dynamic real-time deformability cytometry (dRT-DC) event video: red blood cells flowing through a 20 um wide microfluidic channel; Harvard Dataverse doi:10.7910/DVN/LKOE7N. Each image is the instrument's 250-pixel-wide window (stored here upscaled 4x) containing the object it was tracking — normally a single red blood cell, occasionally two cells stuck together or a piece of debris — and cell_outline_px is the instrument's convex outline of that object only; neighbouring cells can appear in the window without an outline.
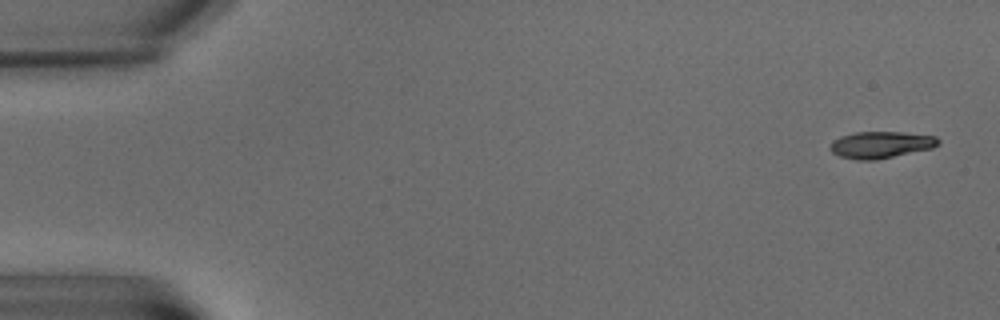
{"species": "common noctule bat (a hibernating species)", "species_latin": "Nyctalus noctula", "temperature_condition": "warm", "stored_images_in_passage": 8, "camera_frame_rate_fps": 3000, "um_per_image_px": 0.085, "animal": {"sex": "male", "body_mass_g": 15.6}, "frame": {"image": 1, "passage_image": 1, "time_ms": 0.0, "image_size_px": [1000, 320], "cell_outline_px": [[940, 144], [932, 148], [876, 160], [856, 160], [840, 156], [832, 152], [828, 148], [832, 140], [840, 136], [856, 132], [904, 132], [936, 136], [940, 140]], "centroid_in_image_um": [74.86, 12.3], "position_along_channel_um": 10.1, "area_um2": 16.99}}
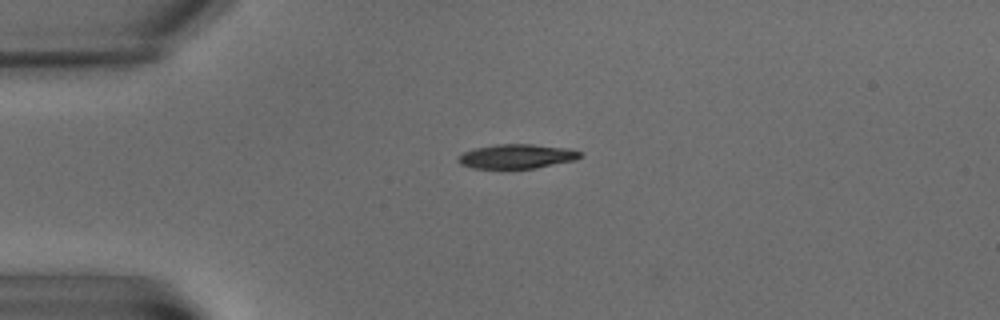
{"frame": {"image": 2, "passage_image": 5, "time_ms": 5.0, "image_size_px": [1000, 320], "cell_outline_px": [[584, 152], [576, 160], [536, 168], [472, 168], [460, 164], [456, 160], [464, 152], [472, 148], [496, 144], [532, 144], [568, 148]], "centroid_in_image_um": [43.93, 13.28], "position_along_channel_um": 41.1, "area_um2": 17.4}}